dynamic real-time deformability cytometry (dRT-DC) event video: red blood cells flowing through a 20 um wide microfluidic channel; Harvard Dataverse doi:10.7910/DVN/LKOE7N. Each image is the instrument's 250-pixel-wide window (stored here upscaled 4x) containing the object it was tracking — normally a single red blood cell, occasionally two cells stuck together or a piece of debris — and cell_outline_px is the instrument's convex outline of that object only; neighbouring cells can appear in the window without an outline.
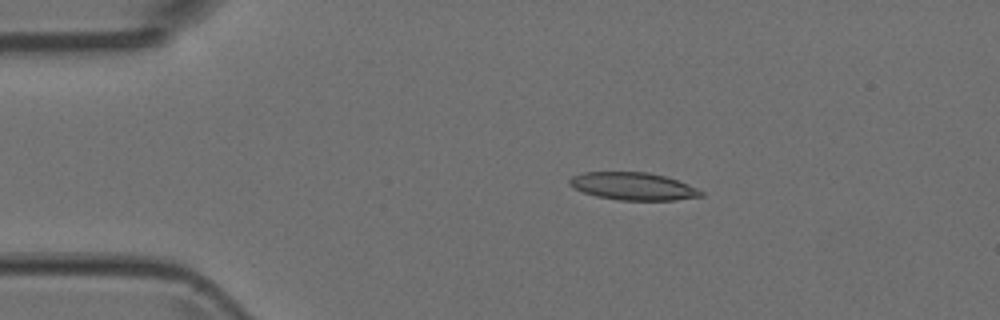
{"species": "Egyptian fruit bat (a non-hibernating species)", "species_latin": "Rousettus aegyptiacus", "temperature_condition": "room temperature", "stored_images_in_passage": 8, "camera_frame_rate_fps": 3000, "um_per_image_px": 0.085, "animal": {"sex": "female"}, "frame": {"image": 1, "passage_image": 3, "time_ms": 0.667, "image_size_px": [1000, 320], "cell_outline_px": [[704, 196], [676, 200], [620, 200], [596, 196], [572, 188], [568, 184], [568, 180], [572, 176], [584, 172], [648, 172], [664, 176], [688, 184], [704, 192]], "centroid_in_image_um": [53.8, 15.83], "position_along_channel_um": 31.2, "area_um2": 21.15}}
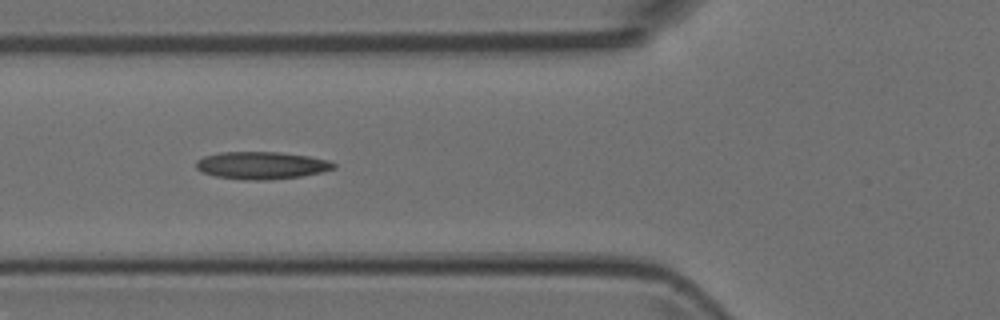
{"frame": {"image": 2, "passage_image": 5, "time_ms": 1.333, "image_size_px": [1000, 320], "cell_outline_px": [[336, 168], [320, 172], [300, 176], [268, 180], [244, 180], [216, 176], [204, 172], [196, 168], [196, 160], [204, 156], [220, 152], [280, 152], [308, 156], [328, 160], [336, 164]], "centroid_in_image_um": [22.22, 14.05], "position_along_channel_um": 103.6, "area_um2": 21.91}}
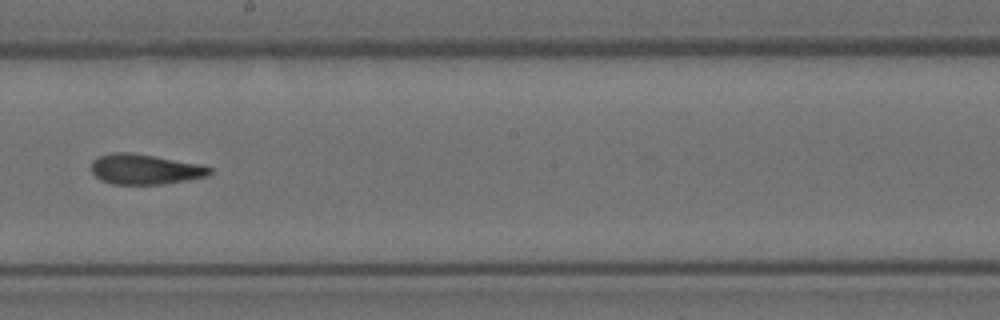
{"frame": {"image": 3, "passage_image": 8, "time_ms": 2.333, "image_size_px": [1000, 320], "cell_outline_px": [[212, 172], [208, 176], [188, 180], [164, 184], [112, 184], [100, 180], [92, 172], [92, 160], [100, 156], [112, 152], [132, 152], [200, 164], [212, 168]], "centroid_in_image_um": [12.33, 14.39], "position_along_channel_um": 235.9, "area_um2": 20.92}}